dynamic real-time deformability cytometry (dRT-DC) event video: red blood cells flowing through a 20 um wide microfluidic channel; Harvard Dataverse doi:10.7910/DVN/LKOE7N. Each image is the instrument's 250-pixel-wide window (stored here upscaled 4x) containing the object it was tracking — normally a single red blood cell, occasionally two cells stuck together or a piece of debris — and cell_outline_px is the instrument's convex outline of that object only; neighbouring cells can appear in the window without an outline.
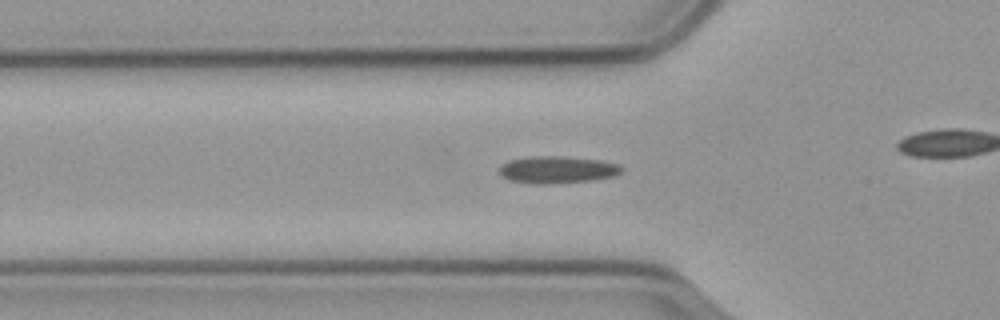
{"species": "common noctule bat (a hibernating species)", "species_latin": "Nyctalus noctula", "temperature_condition": "cold", "stored_images_in_passage": 36, "camera_frame_rate_fps": 3000, "um_per_image_px": 0.085, "animal": {"sex": "male", "body_mass_g": 23.1, "forearm_length_mm": 52.7}, "frame": {"image": 1, "passage_image": 9, "time_ms": 2.667, "image_size_px": [1000, 320], "cell_outline_px": [[624, 168], [620, 172], [612, 176], [592, 180], [552, 184], [532, 184], [508, 180], [500, 176], [500, 164], [508, 160], [532, 156], [556, 156], [600, 160], [620, 164]], "centroid_in_image_um": [47.32, 14.43], "position_along_channel_um": 78.5, "area_um2": 19.48}}
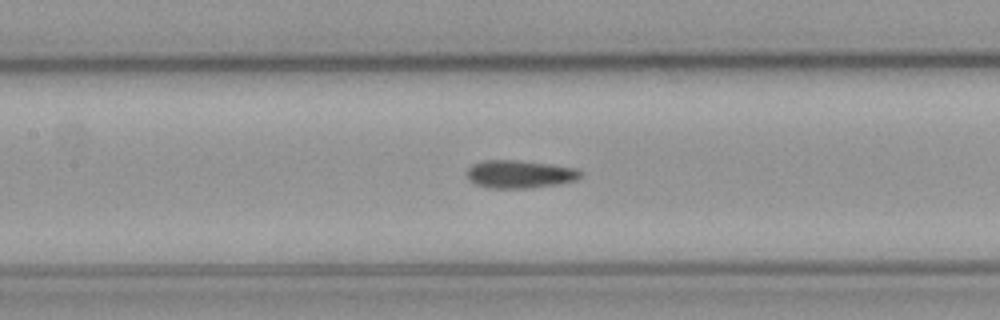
{"frame": {"image": 2, "passage_image": 16, "time_ms": 5.0, "image_size_px": [1000, 320], "cell_outline_px": [[584, 172], [576, 180], [556, 184], [524, 188], [492, 188], [476, 184], [468, 180], [468, 168], [472, 164], [484, 160], [516, 160], [552, 164], [576, 168]], "centroid_in_image_um": [44.18, 14.79], "position_along_channel_um": 163.2, "area_um2": 18.38}}
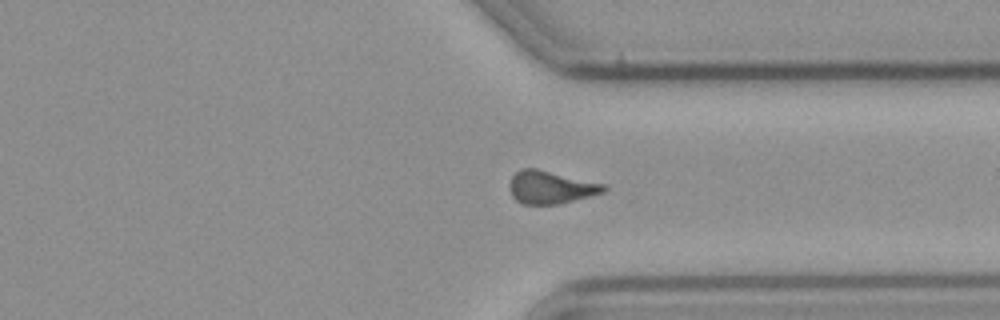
{"frame": {"image": 3, "passage_image": 33, "time_ms": 10.667, "image_size_px": [1000, 320], "cell_outline_px": [[608, 188], [604, 192], [556, 204], [524, 204], [516, 200], [512, 196], [508, 188], [508, 184], [512, 176], [520, 168], [536, 168], [604, 184]], "centroid_in_image_um": [46.75, 15.9], "position_along_channel_um": 364.7, "area_um2": 17.86}}